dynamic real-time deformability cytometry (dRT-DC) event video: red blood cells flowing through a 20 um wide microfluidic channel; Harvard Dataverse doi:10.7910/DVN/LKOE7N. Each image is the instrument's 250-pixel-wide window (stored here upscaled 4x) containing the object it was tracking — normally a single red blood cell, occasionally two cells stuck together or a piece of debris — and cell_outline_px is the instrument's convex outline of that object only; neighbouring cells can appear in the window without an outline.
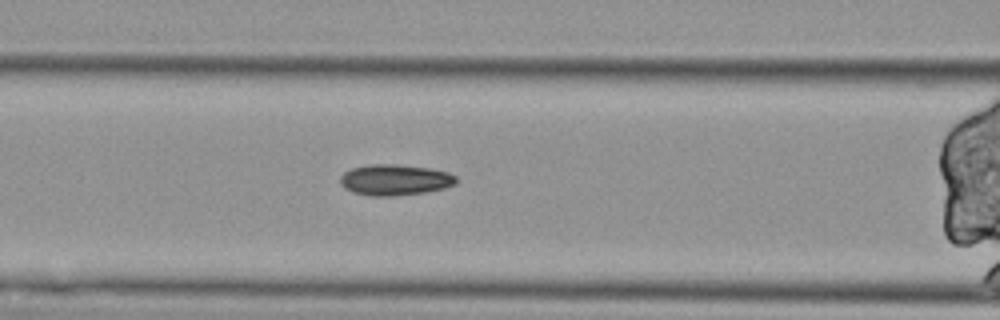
{"species": "Egyptian fruit bat (a non-hibernating species)", "species_latin": "Rousettus aegyptiacus", "temperature_condition": "cold", "stored_images_in_passage": 36, "segment_of_instrument_passage": [2, 2], "camera_frame_rate_fps": 3000, "um_per_image_px": 0.085, "animal": {"sex": "female"}, "frame": {"image": 1, "passage_image": 12, "time_ms": 3.667, "image_size_px": [1000, 320], "cell_outline_px": [[456, 184], [444, 188], [424, 192], [396, 196], [372, 196], [352, 192], [344, 188], [340, 184], [340, 176], [344, 172], [352, 168], [372, 164], [396, 164], [428, 168], [448, 172], [456, 176]], "centroid_in_image_um": [33.55, 15.29], "position_along_channel_um": 133.1, "area_um2": 20.92}}
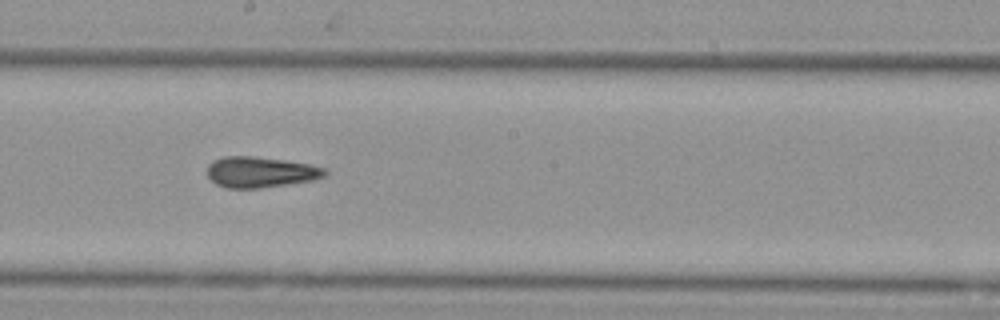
{"frame": {"image": 2, "passage_image": 20, "time_ms": 6.333, "image_size_px": [1000, 320], "cell_outline_px": [[328, 172], [324, 176], [312, 180], [260, 188], [228, 188], [216, 184], [208, 176], [208, 164], [212, 160], [224, 156], [252, 156], [284, 160], [308, 164], [328, 168]], "centroid_in_image_um": [22.13, 14.62], "position_along_channel_um": 226.1, "area_um2": 21.04}}
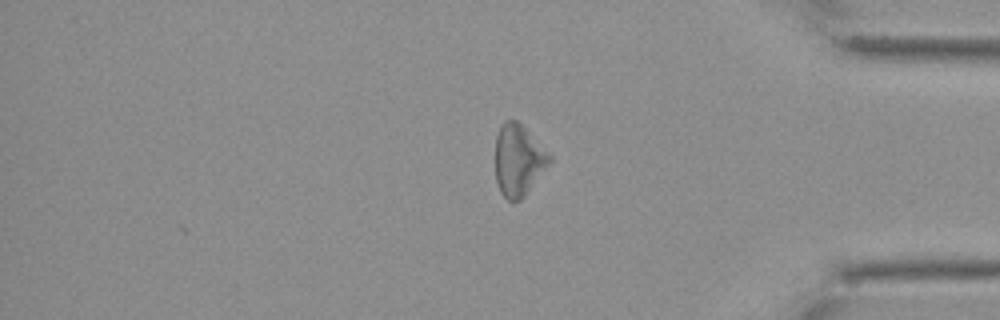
{"frame": {"image": 3, "passage_image": 36, "time_ms": 11.667, "image_size_px": [1000, 320], "cell_outline_px": [[552, 160], [524, 196], [520, 200], [508, 200], [500, 192], [496, 180], [496, 136], [504, 120], [516, 120], [552, 156]], "centroid_in_image_um": [44.05, 13.62], "position_along_channel_um": 391.1, "area_um2": 22.08}}